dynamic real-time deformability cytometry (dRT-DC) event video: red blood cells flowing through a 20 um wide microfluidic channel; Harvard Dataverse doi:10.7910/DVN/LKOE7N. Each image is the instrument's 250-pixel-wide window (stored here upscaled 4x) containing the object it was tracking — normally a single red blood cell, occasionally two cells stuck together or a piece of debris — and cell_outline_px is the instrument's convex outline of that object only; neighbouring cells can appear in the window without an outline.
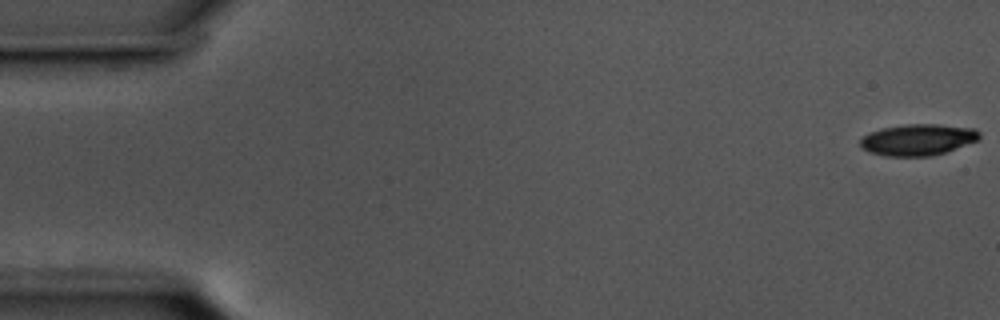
{"species": "common noctule bat (a hibernating species)", "species_latin": "Nyctalus noctula", "temperature_condition": "cold", "stored_images_in_passage": 53, "camera_frame_rate_fps": 3000, "um_per_image_px": 0.085, "animal": {"sex": "male", "body_mass_g": 17.5, "forearm_length_mm": 52.3}, "frame": {"image": 1, "passage_image": 1, "time_ms": 0.0, "image_size_px": [1000, 320], "cell_outline_px": [[976, 136], [972, 140], [936, 152], [884, 152], [868, 148], [864, 144], [864, 140], [880, 132], [896, 128], [948, 128], [976, 132]], "centroid_in_image_um": [78.04, 11.87], "position_along_channel_um": 7.0, "area_um2": 15.49}}
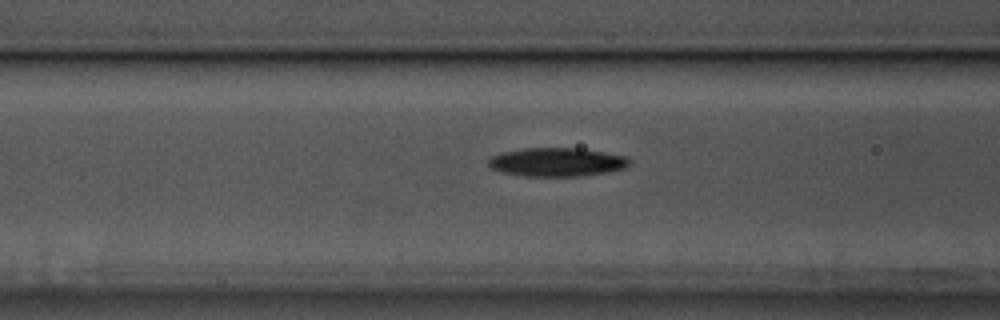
{"frame": {"image": 2, "passage_image": 22, "time_ms": 7.0, "image_size_px": [1000, 320], "cell_outline_px": [[620, 164], [608, 168], [572, 172], [528, 172], [496, 164], [496, 160], [504, 156], [528, 152], [580, 152], [608, 156], [620, 160]], "centroid_in_image_um": [47.36, 13.76], "position_along_channel_um": 119.2, "area_um2": 14.33}}
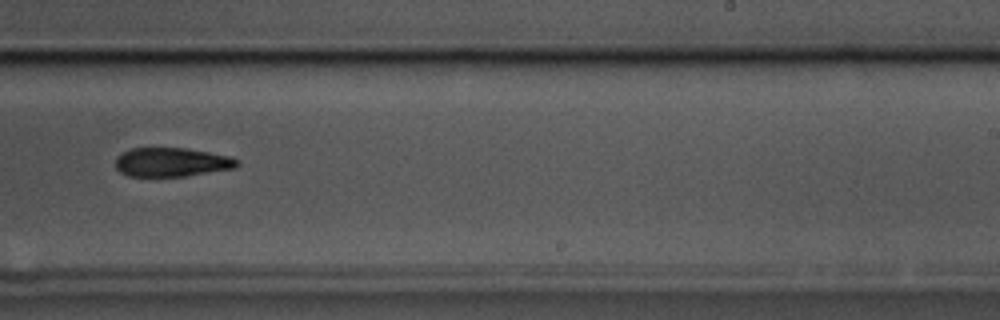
{"frame": {"image": 3, "passage_image": 35, "time_ms": 11.333, "image_size_px": [1000, 320], "cell_outline_px": [[232, 164], [212, 168], [188, 172], [160, 176], [148, 176], [128, 172], [120, 164], [120, 160], [124, 156], [132, 152], [144, 148], [164, 148], [192, 152], [216, 156], [232, 160]], "centroid_in_image_um": [14.37, 13.76], "position_along_channel_um": 274.6, "area_um2": 15.61}}